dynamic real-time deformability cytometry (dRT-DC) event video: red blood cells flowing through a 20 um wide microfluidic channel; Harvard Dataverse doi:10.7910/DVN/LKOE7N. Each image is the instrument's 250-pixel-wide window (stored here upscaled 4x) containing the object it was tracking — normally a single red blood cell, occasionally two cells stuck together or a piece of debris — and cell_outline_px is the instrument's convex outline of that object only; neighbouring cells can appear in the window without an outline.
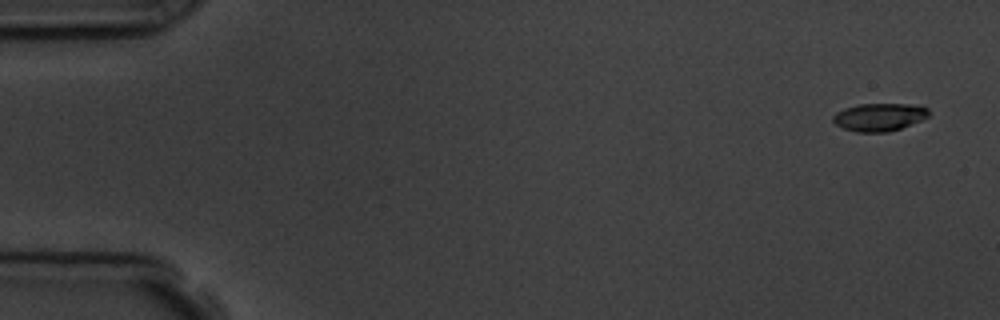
{"species": "common noctule bat (a hibernating species)", "species_latin": "Nyctalus noctula", "temperature_condition": "room temperature", "stored_images_in_passage": 6, "camera_frame_rate_fps": 3000, "um_per_image_px": 0.085, "animal": {"sex": "male", "body_mass_g": 19.5, "forearm_length_mm": 54.6}, "frame": {"image": 1, "passage_image": 1, "time_ms": 0.0, "image_size_px": [1000, 320], "cell_outline_px": [[928, 116], [920, 120], [900, 128], [888, 132], [856, 132], [844, 128], [836, 124], [832, 120], [832, 116], [836, 112], [844, 108], [860, 104], [908, 104], [928, 108]], "centroid_in_image_um": [74.69, 9.95], "position_along_channel_um": 10.3, "area_um2": 15.32}}
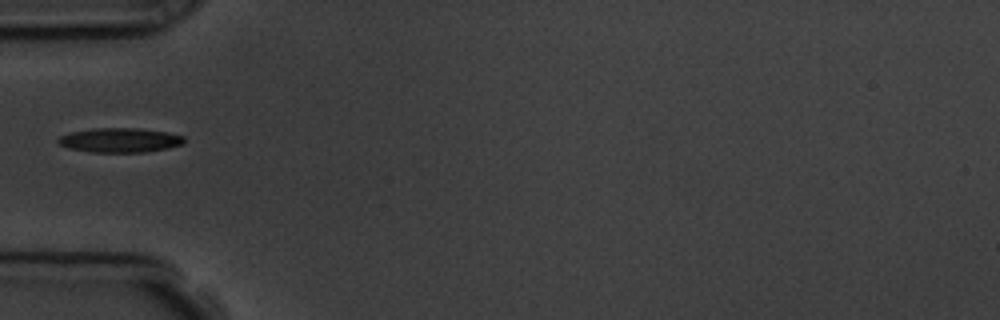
{"frame": {"image": 2, "passage_image": 5, "time_ms": 5.333, "image_size_px": [1000, 320], "cell_outline_px": [[184, 144], [168, 148], [148, 152], [92, 152], [68, 148], [60, 144], [56, 140], [60, 136], [72, 132], [92, 128], [136, 128], [168, 132], [184, 136]], "centroid_in_image_um": [10.21, 11.91], "position_along_channel_um": 74.8, "area_um2": 17.98}}